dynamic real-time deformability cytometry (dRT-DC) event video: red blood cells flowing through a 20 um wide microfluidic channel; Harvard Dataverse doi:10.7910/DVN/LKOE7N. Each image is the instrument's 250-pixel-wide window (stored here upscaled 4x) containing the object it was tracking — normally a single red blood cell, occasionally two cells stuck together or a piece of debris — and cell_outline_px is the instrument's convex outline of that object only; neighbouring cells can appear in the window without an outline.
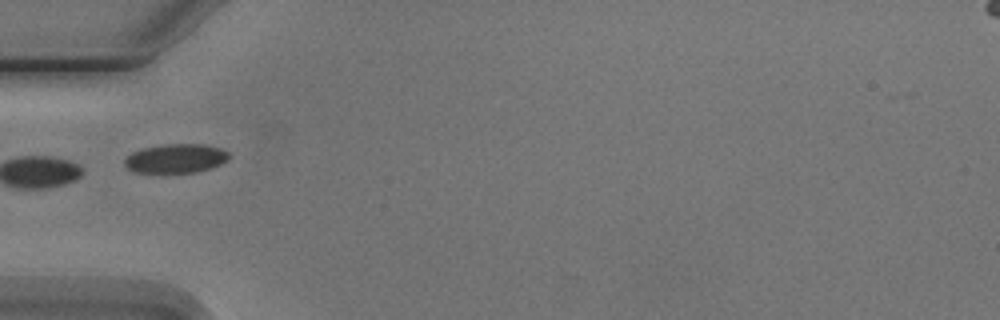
{"species": "Egyptian fruit bat (a non-hibernating species)", "species_latin": "Rousettus aegyptiacus", "temperature_condition": "cold", "stored_images_in_passage": 3, "camera_frame_rate_fps": 3000, "um_per_image_px": 0.085, "animal": {"sex": "male"}, "frame": {"image": 1, "passage_image": 2, "time_ms": 1.0, "image_size_px": [1000, 320], "cell_outline_px": [[232, 156], [228, 160], [212, 168], [196, 172], [160, 176], [136, 172], [128, 168], [124, 164], [124, 160], [132, 152], [144, 148], [168, 144], [204, 144], [220, 148], [228, 152]], "centroid_in_image_um": [14.95, 13.52], "position_along_channel_um": 70.1, "area_um2": 18.44}}
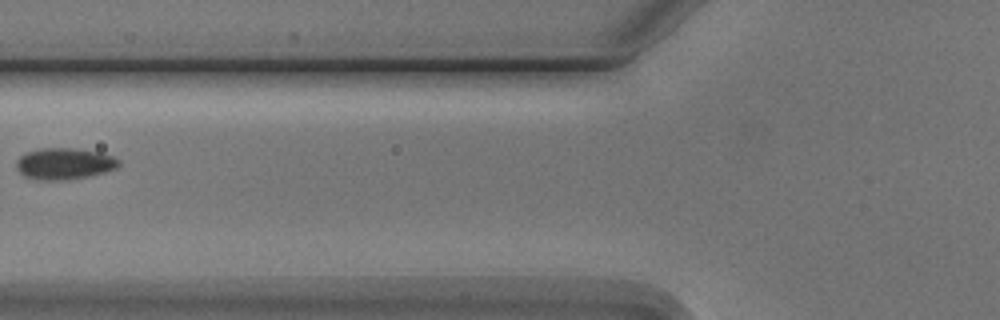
{"frame": {"image": 2, "passage_image": 3, "time_ms": 2.333, "image_size_px": [1000, 320], "cell_outline_px": [[120, 164], [116, 168], [104, 172], [88, 176], [64, 180], [36, 180], [24, 176], [16, 168], [16, 160], [24, 152], [40, 148], [72, 148], [100, 152], [112, 156], [120, 160]], "centroid_in_image_um": [5.43, 13.91], "position_along_channel_um": 120.4, "area_um2": 18.9}}